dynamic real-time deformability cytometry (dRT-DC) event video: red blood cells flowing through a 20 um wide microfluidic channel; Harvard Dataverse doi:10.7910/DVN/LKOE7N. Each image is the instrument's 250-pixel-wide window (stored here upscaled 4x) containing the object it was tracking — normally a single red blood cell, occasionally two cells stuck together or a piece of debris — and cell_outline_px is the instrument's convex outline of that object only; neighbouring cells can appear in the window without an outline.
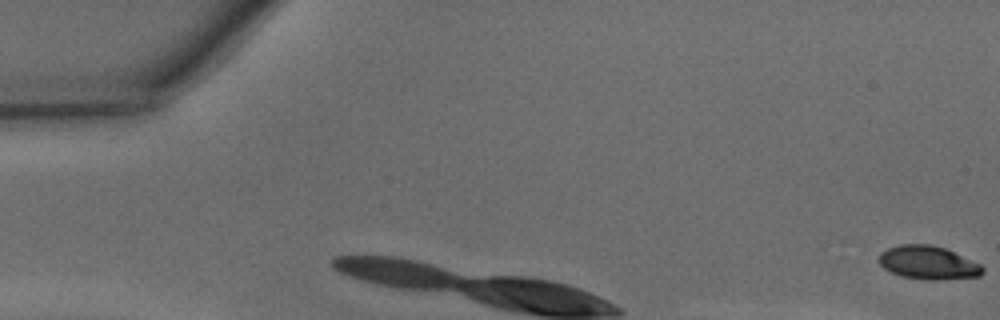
{"species": "common noctule bat (a hibernating species)", "species_latin": "Nyctalus noctula", "temperature_condition": "warm", "stored_images_in_passage": 5, "camera_frame_rate_fps": 3000, "um_per_image_px": 0.085, "animal": {"sex": "male", "body_mass_g": 15.6}, "frame": {"image": 1, "passage_image": 1, "time_ms": 0.0, "image_size_px": [1000, 320], "cell_outline_px": [[984, 272], [980, 276], [936, 280], [900, 276], [884, 268], [880, 264], [880, 252], [888, 248], [900, 244], [928, 244], [944, 248], [980, 264], [984, 268]], "centroid_in_image_um": [78.89, 22.32], "position_along_channel_um": 6.1, "area_um2": 19.88}}